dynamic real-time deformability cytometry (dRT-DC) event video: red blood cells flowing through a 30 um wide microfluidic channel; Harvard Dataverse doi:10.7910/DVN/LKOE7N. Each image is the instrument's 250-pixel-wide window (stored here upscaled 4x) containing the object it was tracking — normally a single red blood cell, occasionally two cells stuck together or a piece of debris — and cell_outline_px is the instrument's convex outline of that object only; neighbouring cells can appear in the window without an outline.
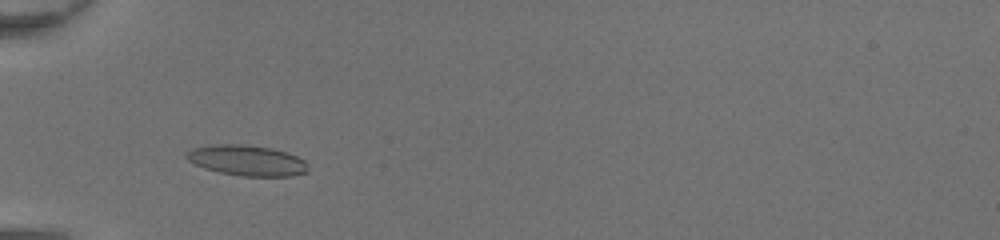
{"species": "common noctule bat (a hibernating species)", "species_latin": "Nyctalus noctula", "temperature_condition": "room temperature", "stored_images_in_passage": 39, "camera_frame_rate_fps": 3000, "um_per_image_px": 0.085, "animal": {"sex": "female", "body_mass_g": 20.0, "forearm_length_mm": 54.0}, "frame": {"image": 1, "passage_image": 8, "time_ms": 2.333, "image_size_px": [1000, 240], "cell_outline_px": [[308, 172], [292, 176], [240, 176], [220, 172], [204, 168], [188, 160], [184, 156], [192, 148], [208, 144], [244, 144], [272, 148], [288, 152], [304, 160], [308, 164]], "centroid_in_image_um": [21.0, 13.63], "position_along_channel_um": 64.0, "area_um2": 21.85}}
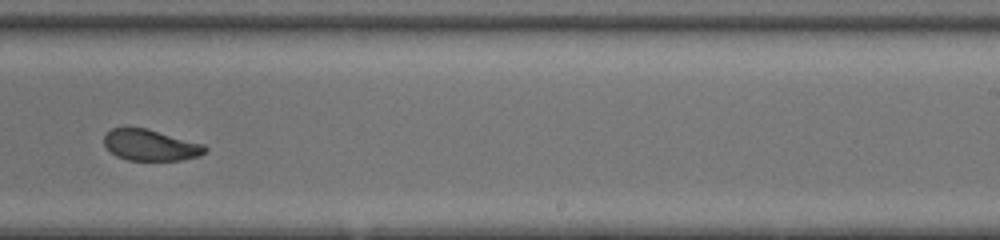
{"frame": {"image": 2, "passage_image": 23, "time_ms": 7.333, "image_size_px": [1000, 240], "cell_outline_px": [[208, 152], [200, 156], [180, 160], [128, 160], [116, 156], [104, 144], [104, 136], [112, 128], [144, 128], [204, 144], [208, 148]], "centroid_in_image_um": [12.83, 12.35], "position_along_channel_um": 276.2, "area_um2": 18.15}}
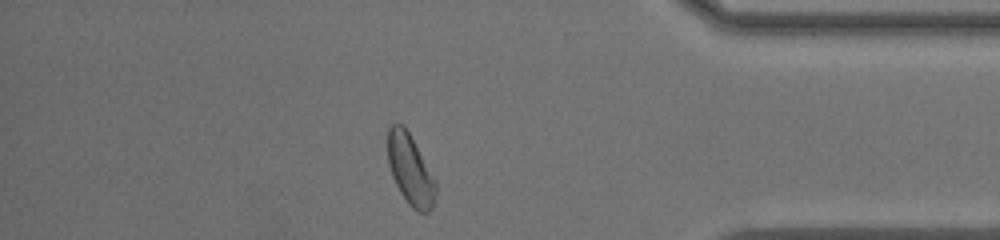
{"frame": {"image": 3, "passage_image": 33, "time_ms": 10.667, "image_size_px": [1000, 240], "cell_outline_px": [[436, 192], [432, 208], [428, 212], [420, 212], [412, 208], [408, 204], [400, 192], [392, 176], [388, 164], [388, 128], [392, 124], [404, 124], [436, 180]], "centroid_in_image_um": [34.88, 14.43], "position_along_channel_um": 400.3, "area_um2": 19.65}, "authors_computed_cell_mechanics": {"area_um2": 19.5364, "velocity_mm_per_s": 4.3937, "shape_relaxation_time_tau1_ms": 4.7606, "shape_relaxation_time_tau2_ms": 1.8073, "deformation_change_tau1": 0.1773, "deformation_change_tau2": 0.0676}}